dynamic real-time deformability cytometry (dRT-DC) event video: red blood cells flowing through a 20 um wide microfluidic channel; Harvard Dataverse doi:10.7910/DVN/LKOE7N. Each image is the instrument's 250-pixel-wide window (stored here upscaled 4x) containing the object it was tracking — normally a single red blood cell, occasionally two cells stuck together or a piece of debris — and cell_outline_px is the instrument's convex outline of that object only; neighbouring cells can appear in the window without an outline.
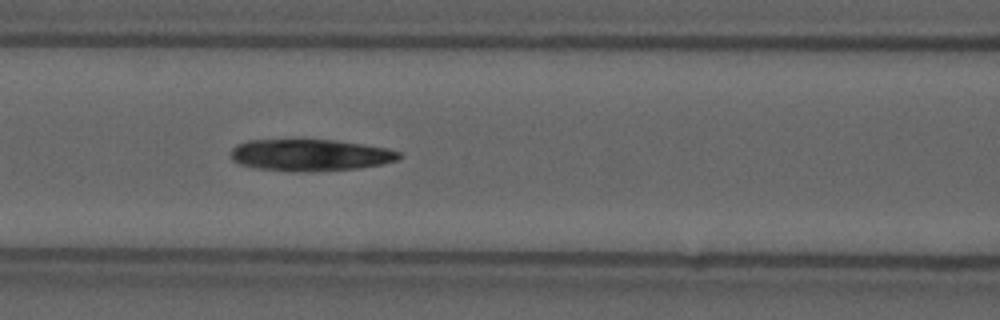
{"species": "common noctule bat (a hibernating species)", "species_latin": "Nyctalus noctula", "temperature_condition": "cold", "stored_images_in_passage": 6, "camera_frame_rate_fps": 3000, "um_per_image_px": 0.085, "animal": {"sex": "male", "forearm_length_mm": 52.5}, "frame": {"image": 1, "passage_image": 6, "time_ms": 1.667, "image_size_px": [1000, 320], "cell_outline_px": [[404, 156], [400, 160], [380, 164], [356, 168], [308, 172], [292, 172], [256, 168], [240, 164], [232, 160], [232, 148], [236, 144], [248, 140], [336, 140], [388, 148], [400, 152]], "centroid_in_image_um": [26.39, 13.18], "position_along_channel_um": 140.2, "area_um2": 31.27}}